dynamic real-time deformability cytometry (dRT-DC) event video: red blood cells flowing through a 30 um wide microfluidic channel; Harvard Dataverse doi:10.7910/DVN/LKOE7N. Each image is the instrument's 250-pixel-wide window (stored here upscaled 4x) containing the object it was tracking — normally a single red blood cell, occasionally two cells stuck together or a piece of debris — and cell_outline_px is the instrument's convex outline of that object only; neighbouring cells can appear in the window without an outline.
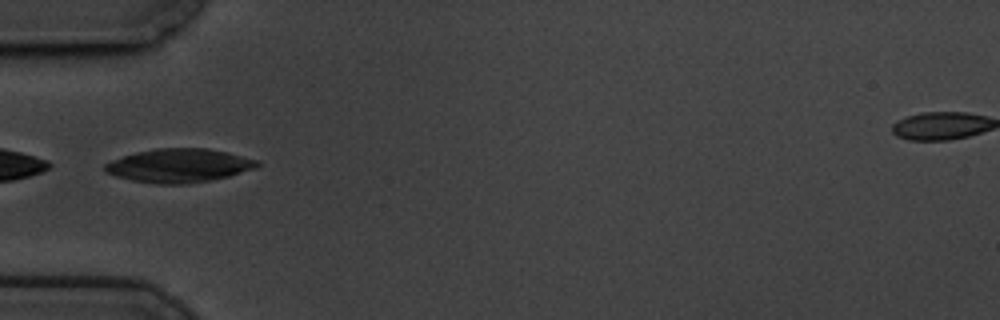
{"species": "common noctule bat (a hibernating species)", "species_latin": "Nyctalus noctula", "temperature_condition": "cold", "stored_images_in_passage": 6, "camera_frame_rate_fps": 3000, "um_per_image_px": 0.085, "animal": {"sex": "male", "body_mass_g": 19.5, "forearm_length_mm": 54.6}, "frame": {"image": 1, "passage_image": 1, "time_ms": 0.0, "image_size_px": [1000, 320], "cell_outline_px": [[260, 164], [256, 168], [228, 176], [212, 180], [188, 184], [156, 184], [132, 180], [116, 176], [104, 172], [104, 164], [112, 160], [136, 152], [156, 148], [208, 148], [228, 152], [256, 160]], "centroid_in_image_um": [15.2, 14.07], "position_along_channel_um": 69.8, "area_um2": 29.88}}
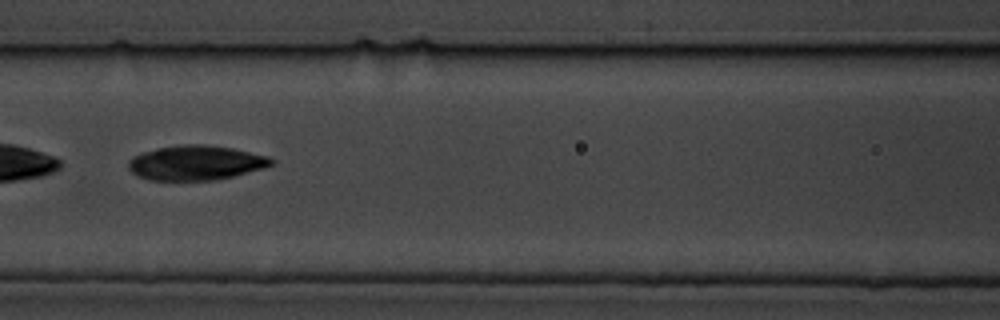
{"frame": {"image": 2, "passage_image": 3, "time_ms": 0.667, "image_size_px": [1000, 320], "cell_outline_px": [[276, 164], [264, 168], [216, 180], [148, 180], [136, 176], [128, 168], [128, 160], [132, 156], [156, 148], [180, 144], [204, 144], [232, 148], [268, 156], [276, 160]], "centroid_in_image_um": [16.64, 13.83], "position_along_channel_um": 150.0, "area_um2": 29.13}}
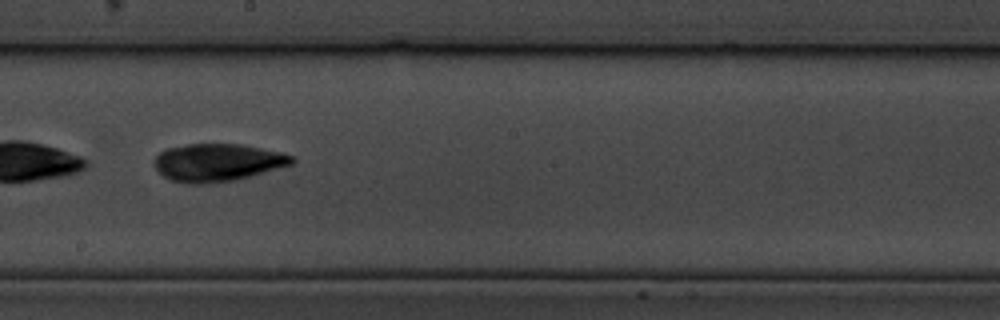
{"frame": {"image": 3, "passage_image": 5, "time_ms": 1.333, "image_size_px": [1000, 320], "cell_outline_px": [[296, 160], [292, 164], [236, 180], [204, 184], [184, 184], [168, 180], [156, 168], [156, 156], [160, 152], [168, 148], [188, 144], [240, 144], [280, 152], [292, 156]], "centroid_in_image_um": [18.48, 13.82], "position_along_channel_um": 229.7, "area_um2": 30.06}}